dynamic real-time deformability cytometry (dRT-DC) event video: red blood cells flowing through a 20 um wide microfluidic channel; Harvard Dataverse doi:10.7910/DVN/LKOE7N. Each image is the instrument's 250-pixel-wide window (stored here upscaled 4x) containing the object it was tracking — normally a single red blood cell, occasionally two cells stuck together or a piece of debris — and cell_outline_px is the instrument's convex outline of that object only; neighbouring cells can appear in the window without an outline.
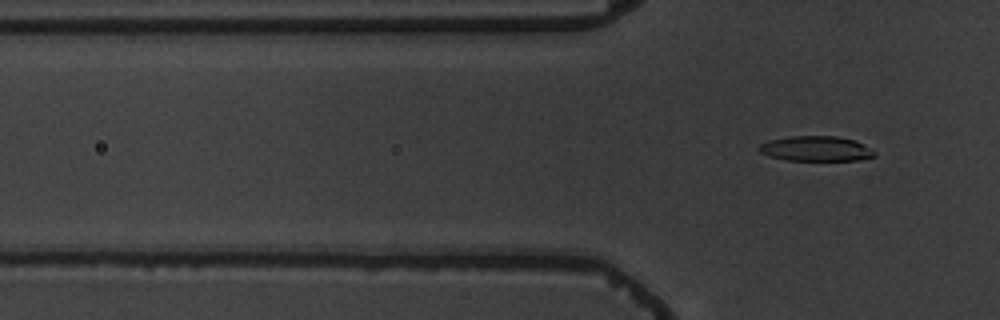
{"species": "common noctule bat (a hibernating species)", "species_latin": "Nyctalus noctula", "temperature_condition": "warm", "stored_images_in_passage": 5, "camera_frame_rate_fps": 3000, "um_per_image_px": 0.085, "animal": {"sex": "male", "body_mass_g": 19.5, "forearm_length_mm": 54.6}, "frame": {"image": 1, "passage_image": 5, "time_ms": 5.333, "image_size_px": [1000, 320], "cell_outline_px": [[876, 156], [856, 160], [784, 160], [768, 156], [760, 152], [756, 148], [760, 144], [768, 140], [788, 136], [836, 136], [856, 140], [876, 152]], "centroid_in_image_um": [69.32, 12.63], "position_along_channel_um": 56.5, "area_um2": 16.99}}